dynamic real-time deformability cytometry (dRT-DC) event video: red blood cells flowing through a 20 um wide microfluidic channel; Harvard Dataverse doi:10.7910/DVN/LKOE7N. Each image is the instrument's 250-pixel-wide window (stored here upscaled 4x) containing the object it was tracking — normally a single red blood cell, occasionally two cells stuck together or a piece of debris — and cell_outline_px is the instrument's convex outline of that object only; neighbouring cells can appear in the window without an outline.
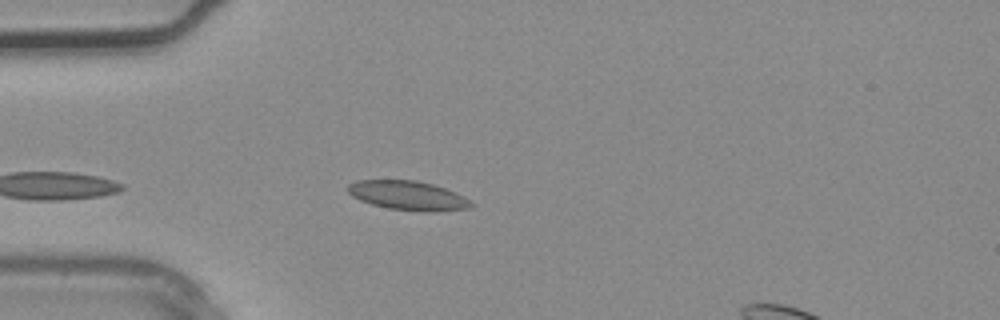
{"species": "common noctule bat (a hibernating species)", "species_latin": "Nyctalus noctula", "temperature_condition": "warm", "stored_images_in_passage": 3, "camera_frame_rate_fps": 3000, "um_per_image_px": 0.085, "animal": {"sex": "male", "body_mass_g": 20.4}, "frame": {"image": 1, "passage_image": 3, "time_ms": 0.667, "image_size_px": [1000, 320], "cell_outline_px": [[476, 204], [472, 208], [432, 212], [424, 212], [388, 208], [372, 204], [360, 200], [352, 196], [348, 192], [348, 184], [356, 180], [416, 180], [432, 184], [456, 192], [464, 196]], "centroid_in_image_um": [34.72, 16.62], "position_along_channel_um": 50.3, "area_um2": 21.15}}